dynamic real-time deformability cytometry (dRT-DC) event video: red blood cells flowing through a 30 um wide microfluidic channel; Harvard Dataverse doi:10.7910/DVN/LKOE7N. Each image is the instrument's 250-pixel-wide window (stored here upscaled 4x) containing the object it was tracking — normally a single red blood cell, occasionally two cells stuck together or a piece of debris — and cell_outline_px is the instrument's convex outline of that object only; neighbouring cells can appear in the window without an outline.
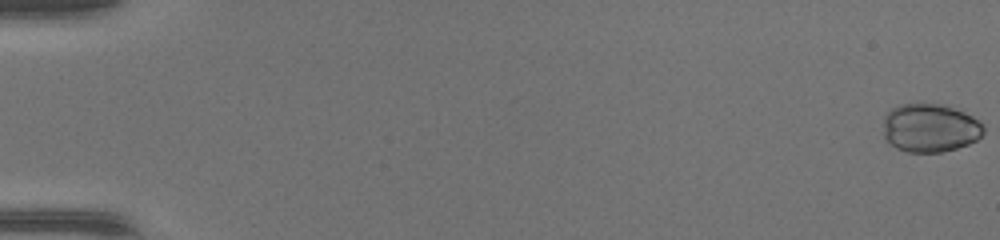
{"species": "common noctule bat (a hibernating species)", "species_latin": "Nyctalus noctula", "temperature_condition": "warm", "stored_images_in_passage": 50, "camera_frame_rate_fps": 3000, "um_per_image_px": 0.085, "animal": {"sex": "female", "body_mass_g": 17.0, "forearm_length_mm": 48.0}, "frame": {"image": 1, "passage_image": 1, "time_ms": 0.0, "image_size_px": [1000, 240], "cell_outline_px": [[984, 132], [976, 140], [968, 144], [956, 148], [940, 152], [908, 152], [896, 148], [884, 136], [884, 116], [892, 108], [900, 104], [948, 104], [972, 116], [984, 124]], "centroid_in_image_um": [79.07, 10.86], "position_along_channel_um": 5.9, "area_um2": 28.38}}
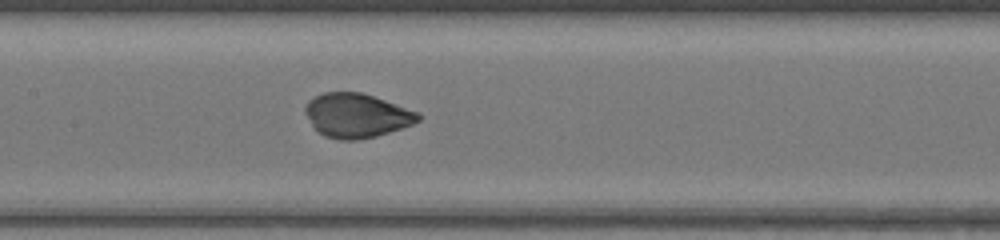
{"frame": {"image": 2, "passage_image": 26, "time_ms": 8.333, "image_size_px": [1000, 240], "cell_outline_px": [[420, 120], [412, 124], [376, 136], [356, 140], [340, 140], [324, 136], [312, 124], [304, 112], [304, 108], [308, 100], [324, 92], [360, 92], [384, 100], [416, 112], [420, 116]], "centroid_in_image_um": [30.27, 9.82], "position_along_channel_um": 177.1, "area_um2": 28.55}}
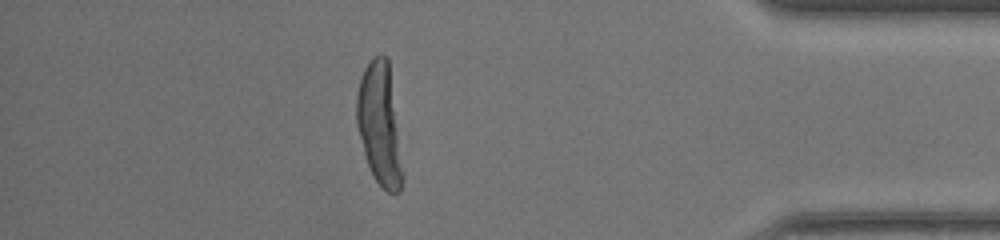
{"frame": {"image": 3, "passage_image": 44, "time_ms": 14.333, "image_size_px": [1000, 240], "cell_outline_px": [[400, 192], [388, 192], [376, 180], [368, 164], [364, 152], [356, 124], [356, 96], [360, 80], [364, 68], [372, 56], [380, 52], [388, 60], [396, 128], [400, 168]], "centroid_in_image_um": [32.18, 10.46], "position_along_channel_um": 403.0, "area_um2": 30.92}, "authors_computed_cell_mechanics": {"area_um2": 29.5069, "velocity_mm_per_s": 4.3594, "shape_relaxation_time_tau1_ms": 5.3163, "shape_relaxation_time_tau2_ms": null, "deformation_change_tau1": 0.155, "deformation_change_tau2": null}}